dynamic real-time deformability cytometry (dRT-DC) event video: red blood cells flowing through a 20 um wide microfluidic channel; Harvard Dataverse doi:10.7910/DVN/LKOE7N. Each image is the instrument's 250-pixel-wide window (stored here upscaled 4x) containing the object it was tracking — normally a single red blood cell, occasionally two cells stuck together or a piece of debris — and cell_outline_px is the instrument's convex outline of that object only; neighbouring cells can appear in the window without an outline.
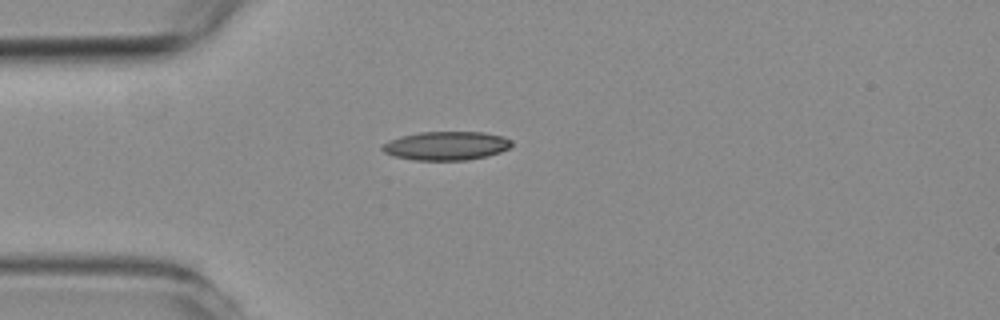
{"species": "common noctule bat (a hibernating species)", "species_latin": "Nyctalus noctula", "temperature_condition": "room temperature", "stored_images_in_passage": 1, "camera_frame_rate_fps": 3000, "um_per_image_px": 0.085, "animal": {"sex": "female", "body_mass_g": 19.3, "forearm_length_mm": 54.1}, "frame": {"image": 1, "passage_image": 1, "time_ms": 0.0, "image_size_px": [1000, 320], "cell_outline_px": [[512, 144], [508, 148], [500, 152], [488, 156], [468, 160], [416, 160], [392, 156], [384, 152], [380, 148], [380, 144], [388, 140], [400, 136], [420, 132], [484, 132], [504, 136], [512, 140]], "centroid_in_image_um": [37.9, 12.39], "position_along_channel_um": 47.1, "area_um2": 21.91}}